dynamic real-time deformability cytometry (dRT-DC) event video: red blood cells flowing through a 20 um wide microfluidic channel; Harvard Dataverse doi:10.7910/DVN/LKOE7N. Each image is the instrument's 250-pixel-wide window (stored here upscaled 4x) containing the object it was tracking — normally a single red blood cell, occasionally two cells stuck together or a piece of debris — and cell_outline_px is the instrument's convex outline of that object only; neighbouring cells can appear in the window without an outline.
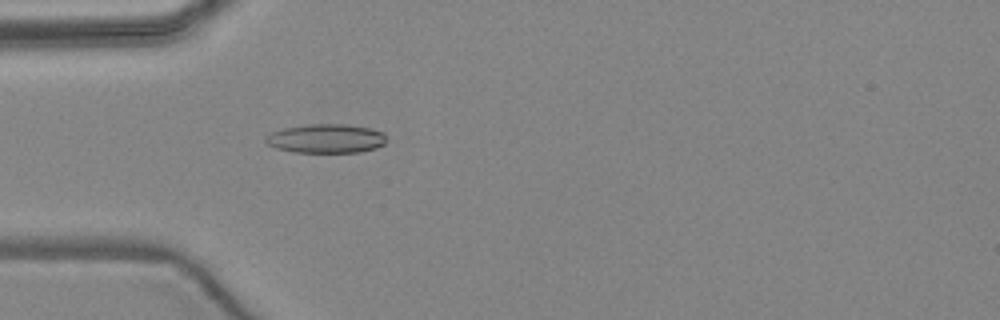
{"species": "common noctule bat (a hibernating species)", "species_latin": "Nyctalus noctula", "temperature_condition": "warm", "stored_images_in_passage": 5, "camera_frame_rate_fps": 3000, "um_per_image_px": 0.085, "animal": {"sex": "female", "body_mass_g": 24.6, "forearm_length_mm": 56.2}, "frame": {"image": 1, "passage_image": 5, "time_ms": 4.667, "image_size_px": [1000, 320], "cell_outline_px": [[388, 140], [384, 144], [376, 148], [360, 152], [292, 152], [276, 148], [268, 144], [264, 140], [264, 136], [272, 132], [284, 128], [312, 124], [344, 124], [372, 128], [384, 132]], "centroid_in_image_um": [27.75, 11.77], "position_along_channel_um": 57.3, "area_um2": 20.58}}